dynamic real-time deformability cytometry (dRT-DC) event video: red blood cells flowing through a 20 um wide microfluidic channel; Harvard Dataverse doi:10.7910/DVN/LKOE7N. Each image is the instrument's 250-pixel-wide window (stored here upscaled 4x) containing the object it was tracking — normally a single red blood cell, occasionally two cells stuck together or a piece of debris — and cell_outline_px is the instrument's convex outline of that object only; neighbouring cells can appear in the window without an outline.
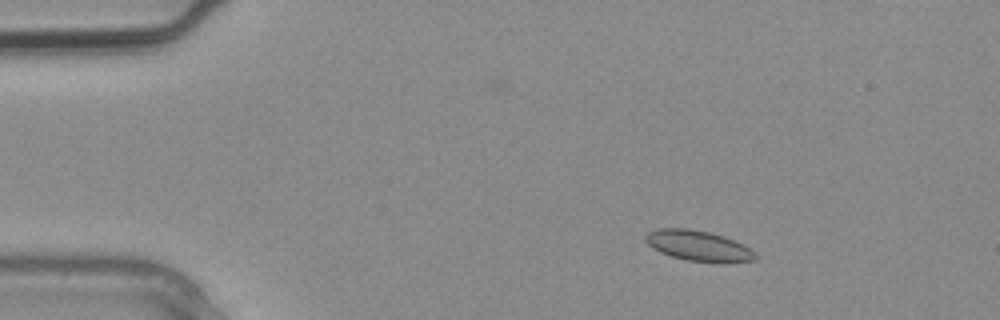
{"species": "common noctule bat (a hibernating species)", "species_latin": "Nyctalus noctula", "temperature_condition": "warm", "stored_images_in_passage": 4, "camera_frame_rate_fps": 3000, "um_per_image_px": 0.085, "animal": {"sex": "male", "body_mass_g": 20.4}, "frame": {"image": 1, "passage_image": 2, "time_ms": 0.333, "image_size_px": [1000, 320], "cell_outline_px": [[760, 256], [756, 260], [688, 260], [672, 256], [660, 252], [652, 248], [644, 240], [644, 236], [648, 232], [660, 228], [688, 228], [708, 232], [724, 236], [736, 240], [756, 252]], "centroid_in_image_um": [59.32, 20.84], "position_along_channel_um": 25.7, "area_um2": 18.96}}